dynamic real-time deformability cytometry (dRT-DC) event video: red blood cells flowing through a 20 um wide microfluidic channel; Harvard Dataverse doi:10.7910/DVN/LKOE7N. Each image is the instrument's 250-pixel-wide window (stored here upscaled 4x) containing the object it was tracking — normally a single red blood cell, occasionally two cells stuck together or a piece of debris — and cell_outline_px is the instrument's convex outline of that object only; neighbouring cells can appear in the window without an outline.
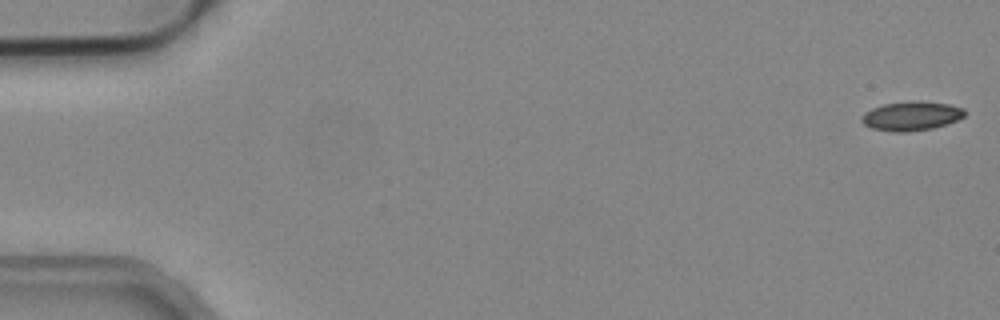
{"species": "common noctule bat (a hibernating species)", "species_latin": "Nyctalus noctula", "temperature_condition": "cold", "stored_images_in_passage": 52, "camera_frame_rate_fps": 3000, "um_per_image_px": 0.085, "animal": {"sex": "male", "body_mass_g": 19.2, "forearm_length_mm": 51.8}, "frame": {"image": 1, "passage_image": 1, "time_ms": 0.0, "image_size_px": [1000, 320], "cell_outline_px": [[964, 116], [948, 124], [932, 128], [908, 132], [892, 132], [872, 128], [864, 124], [860, 120], [860, 116], [864, 112], [872, 108], [884, 104], [948, 104], [964, 108]], "centroid_in_image_um": [77.41, 9.92], "position_along_channel_um": 7.6, "area_um2": 16.65}}
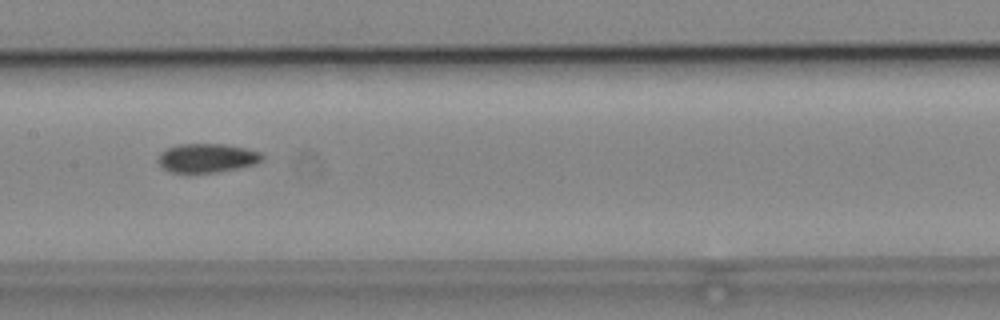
{"frame": {"image": 2, "passage_image": 26, "time_ms": 8.333, "image_size_px": [1000, 320], "cell_outline_px": [[264, 160], [256, 164], [216, 172], [172, 172], [164, 168], [156, 160], [160, 152], [168, 148], [180, 144], [224, 144], [244, 148], [260, 152], [264, 156]], "centroid_in_image_um": [17.6, 13.42], "position_along_channel_um": 189.8, "area_um2": 17.4}}
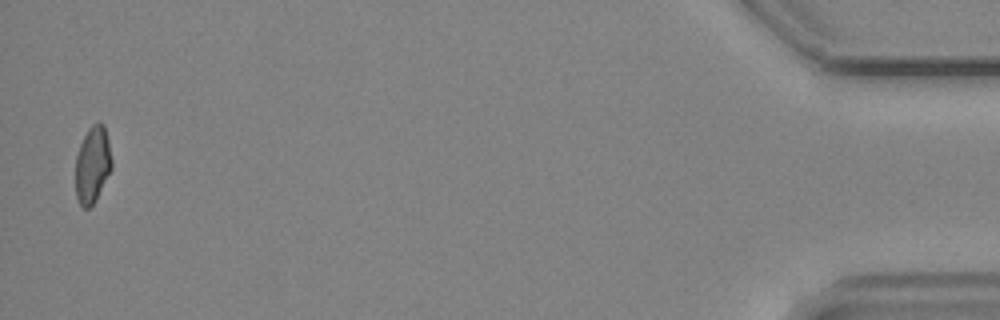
{"frame": {"image": 3, "passage_image": 51, "time_ms": 16.667, "image_size_px": [1000, 320], "cell_outline_px": [[112, 168], [96, 200], [88, 208], [84, 208], [80, 204], [76, 196], [76, 156], [80, 144], [88, 128], [92, 124], [100, 120], [104, 124], [108, 140], [112, 160]], "centroid_in_image_um": [7.87, 13.96], "position_along_channel_um": 427.3, "area_um2": 16.24}}